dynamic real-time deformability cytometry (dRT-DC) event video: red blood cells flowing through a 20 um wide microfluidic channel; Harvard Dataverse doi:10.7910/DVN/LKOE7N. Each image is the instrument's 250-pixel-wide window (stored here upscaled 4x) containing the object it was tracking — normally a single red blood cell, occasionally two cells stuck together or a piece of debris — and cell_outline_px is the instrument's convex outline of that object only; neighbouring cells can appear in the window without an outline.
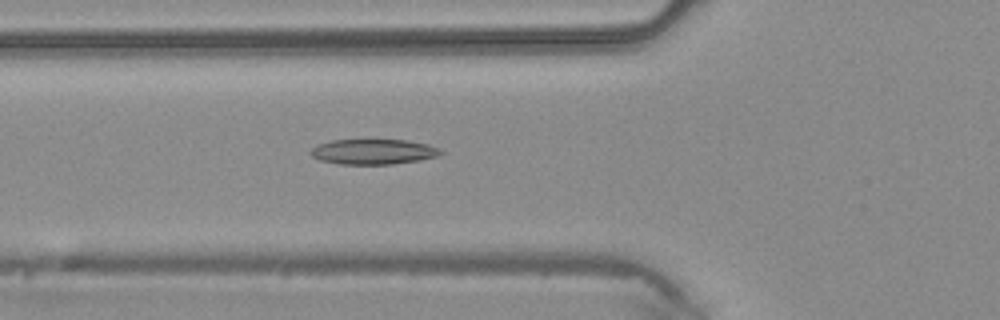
{"species": "common noctule bat (a hibernating species)", "species_latin": "Nyctalus noctula", "temperature_condition": "warm", "stored_images_in_passage": 45, "camera_frame_rate_fps": 3000, "um_per_image_px": 0.085, "animal": {"sex": "male", "body_mass_g": 20.4}, "frame": {"image": 1, "passage_image": 16, "time_ms": 5.0, "image_size_px": [1000, 320], "cell_outline_px": [[444, 152], [440, 156], [420, 160], [392, 164], [340, 164], [320, 160], [312, 156], [308, 152], [316, 144], [332, 140], [408, 140], [428, 144], [440, 148]], "centroid_in_image_um": [31.75, 12.89], "position_along_channel_um": 94.0, "area_um2": 19.31}}
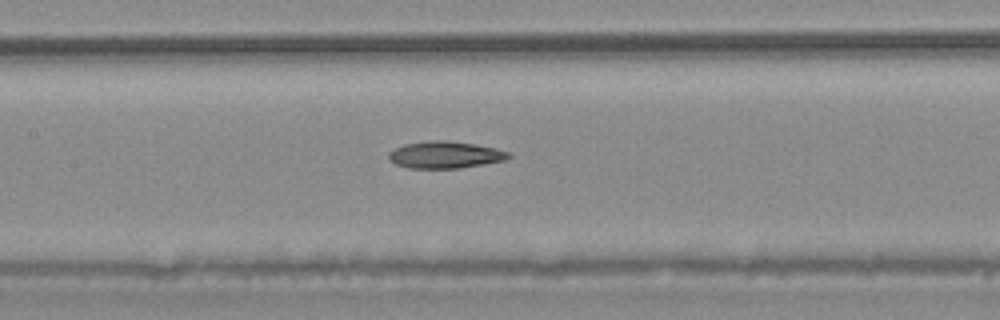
{"frame": {"image": 2, "passage_image": 21, "time_ms": 6.667, "image_size_px": [1000, 320], "cell_outline_px": [[512, 156], [504, 160], [484, 164], [460, 168], [408, 168], [396, 164], [388, 160], [388, 152], [404, 144], [428, 140], [440, 140], [476, 144], [508, 152]], "centroid_in_image_um": [37.78, 13.16], "position_along_channel_um": 169.6, "area_um2": 18.73}}
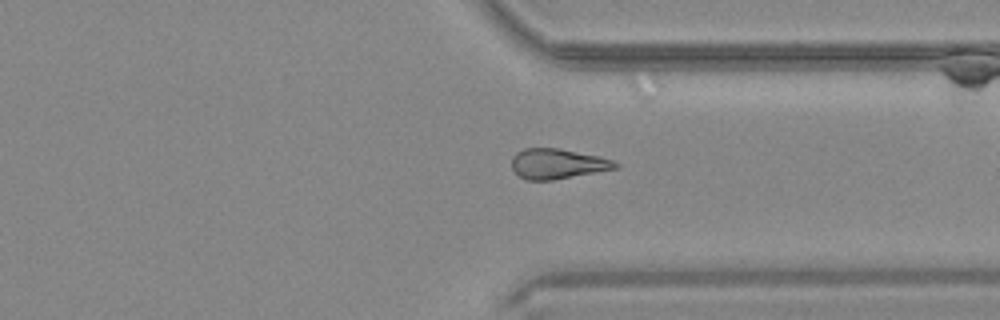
{"frame": {"image": 3, "passage_image": 34, "time_ms": 11.0, "image_size_px": [1000, 320], "cell_outline_px": [[620, 168], [552, 180], [528, 180], [520, 176], [512, 168], [512, 156], [516, 152], [524, 148], [560, 148], [600, 156], [612, 160], [620, 164]], "centroid_in_image_um": [47.42, 13.91], "position_along_channel_um": 364.0, "area_um2": 18.32}}